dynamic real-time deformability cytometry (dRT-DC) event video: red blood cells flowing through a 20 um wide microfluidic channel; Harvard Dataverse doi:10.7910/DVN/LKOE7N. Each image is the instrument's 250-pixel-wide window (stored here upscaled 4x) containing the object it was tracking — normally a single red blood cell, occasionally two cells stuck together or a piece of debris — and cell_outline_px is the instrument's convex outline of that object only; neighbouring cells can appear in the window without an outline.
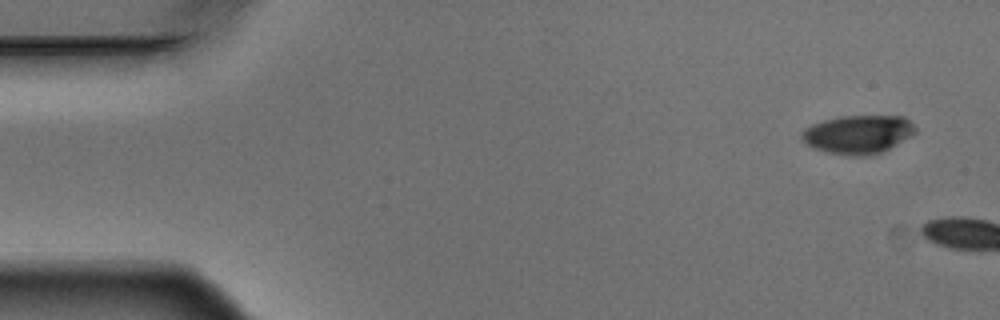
{"species": "Egyptian fruit bat (a non-hibernating species)", "species_latin": "Rousettus aegyptiacus", "temperature_condition": "warm", "stored_images_in_passage": 2, "camera_frame_rate_fps": 3000, "um_per_image_px": 0.085, "animal": {"sex": "male"}, "frame": {"image": 1, "passage_image": 1, "time_ms": 0.0, "image_size_px": [1000, 320], "cell_outline_px": [[916, 132], [912, 136], [872, 156], [848, 156], [828, 152], [816, 148], [808, 144], [800, 136], [800, 132], [804, 128], [812, 124], [824, 120], [840, 116], [904, 116], [916, 128]], "centroid_in_image_um": [72.93, 11.42], "position_along_channel_um": 12.1, "area_um2": 25.43}}